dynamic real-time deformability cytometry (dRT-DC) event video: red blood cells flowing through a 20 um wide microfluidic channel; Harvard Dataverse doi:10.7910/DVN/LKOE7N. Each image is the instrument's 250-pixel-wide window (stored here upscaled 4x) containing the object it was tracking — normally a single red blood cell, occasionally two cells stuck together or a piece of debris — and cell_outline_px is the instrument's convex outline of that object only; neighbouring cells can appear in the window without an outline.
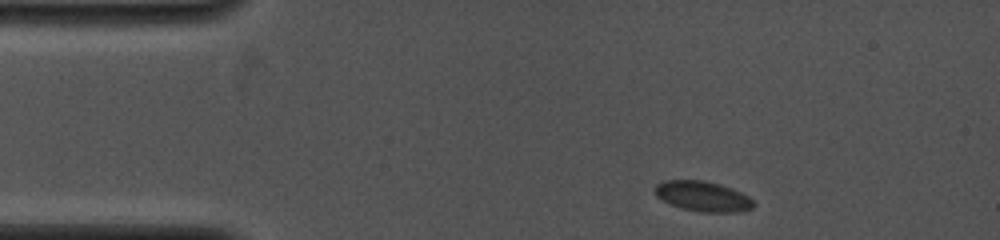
{"species": "common noctule bat (a hibernating species)", "species_latin": "Nyctalus noctula", "temperature_condition": "cold", "stored_images_in_passage": 6, "camera_frame_rate_fps": 4000, "um_per_image_px": 0.085, "animal": {"sex": "female", "body_mass_g": 19.0, "forearm_length_mm": 53.3}, "frame": {"image": 1, "passage_image": 1, "time_ms": 0.0, "image_size_px": [1000, 240], "cell_outline_px": [[756, 204], [752, 208], [740, 212], [700, 212], [684, 208], [672, 204], [656, 196], [652, 188], [656, 184], [664, 180], [704, 180], [720, 184], [732, 188], [748, 196]], "centroid_in_image_um": [59.74, 16.67], "position_along_channel_um": 25.3, "area_um2": 17.4}}
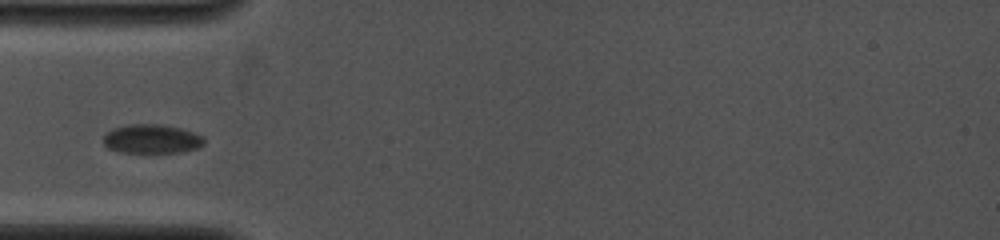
{"frame": {"image": 2, "passage_image": 4, "time_ms": 2.75, "image_size_px": [1000, 240], "cell_outline_px": [[204, 144], [196, 148], [180, 152], [120, 152], [108, 148], [104, 144], [104, 136], [112, 128], [128, 124], [164, 124], [180, 128], [204, 136]], "centroid_in_image_um": [12.89, 11.79], "position_along_channel_um": 72.1, "area_um2": 16.99}}
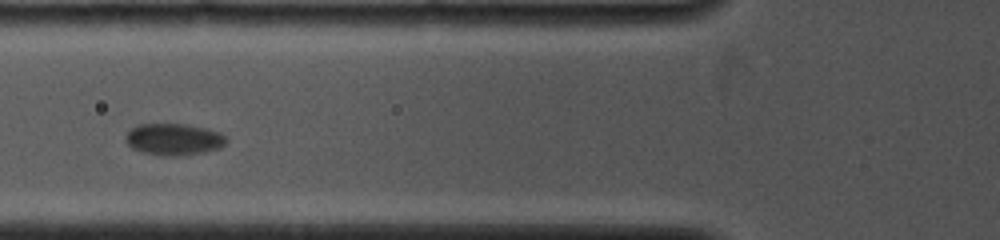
{"frame": {"image": 3, "passage_image": 5, "time_ms": 3.75, "image_size_px": [1000, 240], "cell_outline_px": [[228, 140], [220, 148], [204, 152], [184, 156], [160, 156], [144, 152], [132, 148], [124, 140], [128, 132], [136, 124], [188, 124], [220, 132]], "centroid_in_image_um": [14.77, 11.85], "position_along_channel_um": 111.0, "area_um2": 18.73}}